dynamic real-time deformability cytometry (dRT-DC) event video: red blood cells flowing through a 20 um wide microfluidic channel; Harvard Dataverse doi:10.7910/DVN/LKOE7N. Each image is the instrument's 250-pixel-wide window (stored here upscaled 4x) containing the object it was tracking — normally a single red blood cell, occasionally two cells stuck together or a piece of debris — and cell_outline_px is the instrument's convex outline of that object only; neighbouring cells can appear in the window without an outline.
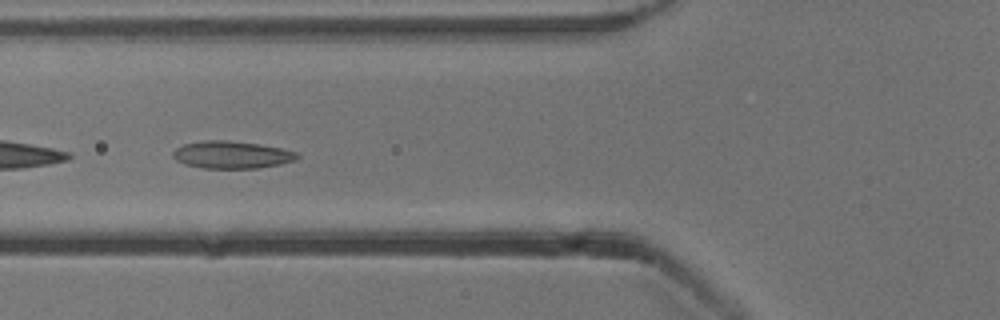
{"species": "common noctule bat (a hibernating species)", "species_latin": "Nyctalus noctula", "temperature_condition": "cold", "stored_images_in_passage": 24, "camera_frame_rate_fps": 3000, "um_per_image_px": 0.085, "animal": {"sex": "male", "body_mass_g": 13.3}, "frame": {"image": 1, "passage_image": 4, "time_ms": 1.0, "image_size_px": [1000, 320], "cell_outline_px": [[300, 156], [296, 160], [280, 164], [260, 168], [204, 168], [184, 164], [176, 160], [172, 156], [172, 152], [176, 148], [184, 144], [204, 140], [228, 140], [260, 144], [280, 148], [296, 152]], "centroid_in_image_um": [19.69, 13.15], "position_along_channel_um": 106.1, "area_um2": 19.88}}
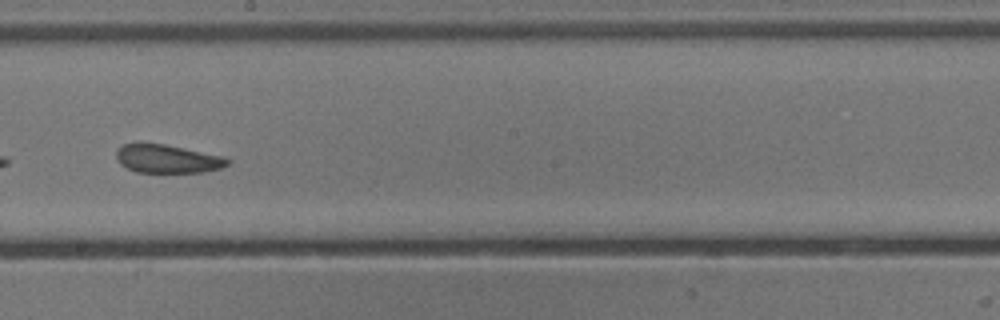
{"frame": {"image": 2, "passage_image": 14, "time_ms": 4.333, "image_size_px": [1000, 320], "cell_outline_px": [[232, 160], [228, 164], [220, 168], [204, 172], [136, 172], [120, 164], [116, 160], [116, 148], [124, 144], [164, 144], [224, 156]], "centroid_in_image_um": [14.23, 13.5], "position_along_channel_um": 234.0, "area_um2": 18.32}}
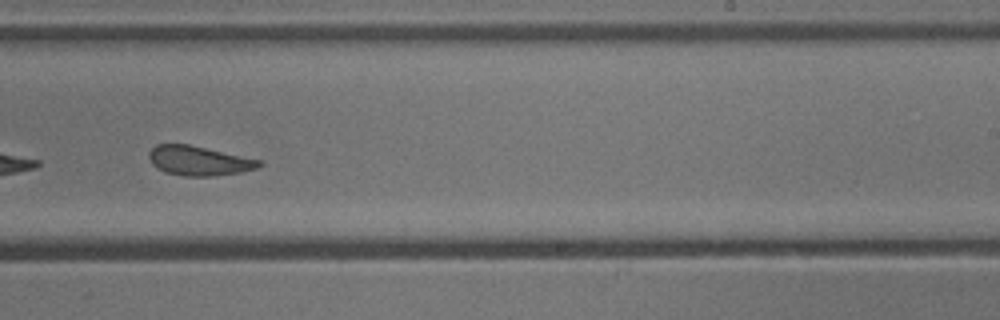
{"frame": {"image": 3, "passage_image": 17, "time_ms": 5.333, "image_size_px": [1000, 320], "cell_outline_px": [[264, 164], [256, 168], [240, 172], [212, 176], [184, 176], [164, 172], [156, 168], [152, 164], [148, 156], [148, 152], [156, 144], [188, 144], [264, 160]], "centroid_in_image_um": [16.91, 13.66], "position_along_channel_um": 272.1, "area_um2": 19.13}}